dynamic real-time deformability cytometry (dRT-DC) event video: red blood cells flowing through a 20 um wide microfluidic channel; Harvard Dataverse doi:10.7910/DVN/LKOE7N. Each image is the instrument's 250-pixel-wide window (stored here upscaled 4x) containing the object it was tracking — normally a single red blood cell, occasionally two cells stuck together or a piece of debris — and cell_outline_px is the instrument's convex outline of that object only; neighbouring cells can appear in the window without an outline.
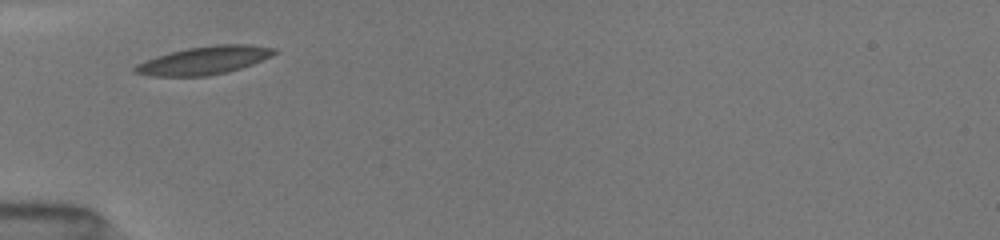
{"species": "common noctule bat (a hibernating species)", "species_latin": "Nyctalus noctula", "temperature_condition": "room temperature", "stored_images_in_passage": 5, "camera_frame_rate_fps": 3000, "um_per_image_px": 0.085, "animal": {"sex": "female", "body_mass_g": 19.5, "forearm_length_mm": 54.1}, "frame": {"image": 1, "passage_image": 1, "time_ms": 0.0, "image_size_px": [1000, 240], "cell_outline_px": [[280, 52], [272, 56], [252, 64], [240, 68], [208, 76], [152, 76], [132, 72], [132, 68], [136, 64], [144, 60], [156, 56], [188, 48], [216, 44], [248, 44], [276, 48]], "centroid_in_image_um": [17.36, 5.12], "position_along_channel_um": 67.6, "area_um2": 22.83}}